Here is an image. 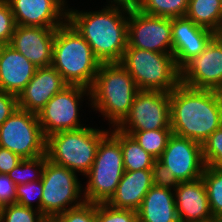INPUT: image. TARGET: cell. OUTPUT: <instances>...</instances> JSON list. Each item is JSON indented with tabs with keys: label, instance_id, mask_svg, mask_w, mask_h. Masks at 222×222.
<instances>
[{
	"label": "cell",
	"instance_id": "obj_18",
	"mask_svg": "<svg viewBox=\"0 0 222 222\" xmlns=\"http://www.w3.org/2000/svg\"><path fill=\"white\" fill-rule=\"evenodd\" d=\"M67 85L54 67L37 68L32 79L18 95V108L37 114Z\"/></svg>",
	"mask_w": 222,
	"mask_h": 222
},
{
	"label": "cell",
	"instance_id": "obj_33",
	"mask_svg": "<svg viewBox=\"0 0 222 222\" xmlns=\"http://www.w3.org/2000/svg\"><path fill=\"white\" fill-rule=\"evenodd\" d=\"M137 211L117 209L107 203L96 204L95 222H137Z\"/></svg>",
	"mask_w": 222,
	"mask_h": 222
},
{
	"label": "cell",
	"instance_id": "obj_15",
	"mask_svg": "<svg viewBox=\"0 0 222 222\" xmlns=\"http://www.w3.org/2000/svg\"><path fill=\"white\" fill-rule=\"evenodd\" d=\"M66 0H7L16 25L58 28L67 21Z\"/></svg>",
	"mask_w": 222,
	"mask_h": 222
},
{
	"label": "cell",
	"instance_id": "obj_17",
	"mask_svg": "<svg viewBox=\"0 0 222 222\" xmlns=\"http://www.w3.org/2000/svg\"><path fill=\"white\" fill-rule=\"evenodd\" d=\"M215 35L186 16L172 18V54L177 67L180 69L188 60L204 51Z\"/></svg>",
	"mask_w": 222,
	"mask_h": 222
},
{
	"label": "cell",
	"instance_id": "obj_35",
	"mask_svg": "<svg viewBox=\"0 0 222 222\" xmlns=\"http://www.w3.org/2000/svg\"><path fill=\"white\" fill-rule=\"evenodd\" d=\"M152 183L154 186L175 190L179 182L172 172L158 160H155L152 167Z\"/></svg>",
	"mask_w": 222,
	"mask_h": 222
},
{
	"label": "cell",
	"instance_id": "obj_23",
	"mask_svg": "<svg viewBox=\"0 0 222 222\" xmlns=\"http://www.w3.org/2000/svg\"><path fill=\"white\" fill-rule=\"evenodd\" d=\"M186 17L198 26L222 34L220 0H189Z\"/></svg>",
	"mask_w": 222,
	"mask_h": 222
},
{
	"label": "cell",
	"instance_id": "obj_9",
	"mask_svg": "<svg viewBox=\"0 0 222 222\" xmlns=\"http://www.w3.org/2000/svg\"><path fill=\"white\" fill-rule=\"evenodd\" d=\"M87 99L89 103H86L90 107V89L80 85H67L55 94L37 113L44 136L87 126L86 123H81L79 115L81 104Z\"/></svg>",
	"mask_w": 222,
	"mask_h": 222
},
{
	"label": "cell",
	"instance_id": "obj_21",
	"mask_svg": "<svg viewBox=\"0 0 222 222\" xmlns=\"http://www.w3.org/2000/svg\"><path fill=\"white\" fill-rule=\"evenodd\" d=\"M152 183V170L125 171L116 192L107 203L117 209L137 211Z\"/></svg>",
	"mask_w": 222,
	"mask_h": 222
},
{
	"label": "cell",
	"instance_id": "obj_2",
	"mask_svg": "<svg viewBox=\"0 0 222 222\" xmlns=\"http://www.w3.org/2000/svg\"><path fill=\"white\" fill-rule=\"evenodd\" d=\"M170 125L174 134L202 144L222 126V92L179 84L170 92Z\"/></svg>",
	"mask_w": 222,
	"mask_h": 222
},
{
	"label": "cell",
	"instance_id": "obj_29",
	"mask_svg": "<svg viewBox=\"0 0 222 222\" xmlns=\"http://www.w3.org/2000/svg\"><path fill=\"white\" fill-rule=\"evenodd\" d=\"M0 222H47V219L36 209L13 203L1 207Z\"/></svg>",
	"mask_w": 222,
	"mask_h": 222
},
{
	"label": "cell",
	"instance_id": "obj_24",
	"mask_svg": "<svg viewBox=\"0 0 222 222\" xmlns=\"http://www.w3.org/2000/svg\"><path fill=\"white\" fill-rule=\"evenodd\" d=\"M110 133L121 143L125 171L152 169L156 159L146 152L131 135L117 128H110Z\"/></svg>",
	"mask_w": 222,
	"mask_h": 222
},
{
	"label": "cell",
	"instance_id": "obj_10",
	"mask_svg": "<svg viewBox=\"0 0 222 222\" xmlns=\"http://www.w3.org/2000/svg\"><path fill=\"white\" fill-rule=\"evenodd\" d=\"M0 147L22 159L46 154V137L36 113L17 108L0 126Z\"/></svg>",
	"mask_w": 222,
	"mask_h": 222
},
{
	"label": "cell",
	"instance_id": "obj_6",
	"mask_svg": "<svg viewBox=\"0 0 222 222\" xmlns=\"http://www.w3.org/2000/svg\"><path fill=\"white\" fill-rule=\"evenodd\" d=\"M120 63L139 90L171 92L180 84V69L173 54L126 48Z\"/></svg>",
	"mask_w": 222,
	"mask_h": 222
},
{
	"label": "cell",
	"instance_id": "obj_5",
	"mask_svg": "<svg viewBox=\"0 0 222 222\" xmlns=\"http://www.w3.org/2000/svg\"><path fill=\"white\" fill-rule=\"evenodd\" d=\"M109 132L104 127L85 126L51 134L46 137L47 159L85 176L93 165L100 141Z\"/></svg>",
	"mask_w": 222,
	"mask_h": 222
},
{
	"label": "cell",
	"instance_id": "obj_31",
	"mask_svg": "<svg viewBox=\"0 0 222 222\" xmlns=\"http://www.w3.org/2000/svg\"><path fill=\"white\" fill-rule=\"evenodd\" d=\"M42 182L36 180L16 186V203L41 212ZM34 202L36 206H34Z\"/></svg>",
	"mask_w": 222,
	"mask_h": 222
},
{
	"label": "cell",
	"instance_id": "obj_1",
	"mask_svg": "<svg viewBox=\"0 0 222 222\" xmlns=\"http://www.w3.org/2000/svg\"><path fill=\"white\" fill-rule=\"evenodd\" d=\"M106 2L95 11L68 6L67 21L88 42L100 63L120 62L128 47L130 8Z\"/></svg>",
	"mask_w": 222,
	"mask_h": 222
},
{
	"label": "cell",
	"instance_id": "obj_37",
	"mask_svg": "<svg viewBox=\"0 0 222 222\" xmlns=\"http://www.w3.org/2000/svg\"><path fill=\"white\" fill-rule=\"evenodd\" d=\"M18 108V97L0 90V126Z\"/></svg>",
	"mask_w": 222,
	"mask_h": 222
},
{
	"label": "cell",
	"instance_id": "obj_32",
	"mask_svg": "<svg viewBox=\"0 0 222 222\" xmlns=\"http://www.w3.org/2000/svg\"><path fill=\"white\" fill-rule=\"evenodd\" d=\"M96 204L84 201L81 205L47 219V222H95Z\"/></svg>",
	"mask_w": 222,
	"mask_h": 222
},
{
	"label": "cell",
	"instance_id": "obj_34",
	"mask_svg": "<svg viewBox=\"0 0 222 222\" xmlns=\"http://www.w3.org/2000/svg\"><path fill=\"white\" fill-rule=\"evenodd\" d=\"M16 26L11 7L6 3L0 9V45H9Z\"/></svg>",
	"mask_w": 222,
	"mask_h": 222
},
{
	"label": "cell",
	"instance_id": "obj_12",
	"mask_svg": "<svg viewBox=\"0 0 222 222\" xmlns=\"http://www.w3.org/2000/svg\"><path fill=\"white\" fill-rule=\"evenodd\" d=\"M127 48L172 54V18L153 16L130 8Z\"/></svg>",
	"mask_w": 222,
	"mask_h": 222
},
{
	"label": "cell",
	"instance_id": "obj_26",
	"mask_svg": "<svg viewBox=\"0 0 222 222\" xmlns=\"http://www.w3.org/2000/svg\"><path fill=\"white\" fill-rule=\"evenodd\" d=\"M189 0H143L137 7L140 12L166 18L186 16Z\"/></svg>",
	"mask_w": 222,
	"mask_h": 222
},
{
	"label": "cell",
	"instance_id": "obj_16",
	"mask_svg": "<svg viewBox=\"0 0 222 222\" xmlns=\"http://www.w3.org/2000/svg\"><path fill=\"white\" fill-rule=\"evenodd\" d=\"M56 29L17 25L9 45L36 68L51 66Z\"/></svg>",
	"mask_w": 222,
	"mask_h": 222
},
{
	"label": "cell",
	"instance_id": "obj_11",
	"mask_svg": "<svg viewBox=\"0 0 222 222\" xmlns=\"http://www.w3.org/2000/svg\"><path fill=\"white\" fill-rule=\"evenodd\" d=\"M120 131L171 129L170 92L140 90L130 112L117 127Z\"/></svg>",
	"mask_w": 222,
	"mask_h": 222
},
{
	"label": "cell",
	"instance_id": "obj_13",
	"mask_svg": "<svg viewBox=\"0 0 222 222\" xmlns=\"http://www.w3.org/2000/svg\"><path fill=\"white\" fill-rule=\"evenodd\" d=\"M180 84L222 92V34H216L204 51L180 68Z\"/></svg>",
	"mask_w": 222,
	"mask_h": 222
},
{
	"label": "cell",
	"instance_id": "obj_39",
	"mask_svg": "<svg viewBox=\"0 0 222 222\" xmlns=\"http://www.w3.org/2000/svg\"><path fill=\"white\" fill-rule=\"evenodd\" d=\"M108 2L125 6L128 8H137L143 0H106Z\"/></svg>",
	"mask_w": 222,
	"mask_h": 222
},
{
	"label": "cell",
	"instance_id": "obj_30",
	"mask_svg": "<svg viewBox=\"0 0 222 222\" xmlns=\"http://www.w3.org/2000/svg\"><path fill=\"white\" fill-rule=\"evenodd\" d=\"M202 151L206 166L222 169V126L202 143Z\"/></svg>",
	"mask_w": 222,
	"mask_h": 222
},
{
	"label": "cell",
	"instance_id": "obj_27",
	"mask_svg": "<svg viewBox=\"0 0 222 222\" xmlns=\"http://www.w3.org/2000/svg\"><path fill=\"white\" fill-rule=\"evenodd\" d=\"M202 178L213 218L219 220L222 217V169L206 166Z\"/></svg>",
	"mask_w": 222,
	"mask_h": 222
},
{
	"label": "cell",
	"instance_id": "obj_3",
	"mask_svg": "<svg viewBox=\"0 0 222 222\" xmlns=\"http://www.w3.org/2000/svg\"><path fill=\"white\" fill-rule=\"evenodd\" d=\"M138 89L130 73L120 62L101 63L90 88L91 109L117 128L128 116ZM111 125V126H110Z\"/></svg>",
	"mask_w": 222,
	"mask_h": 222
},
{
	"label": "cell",
	"instance_id": "obj_38",
	"mask_svg": "<svg viewBox=\"0 0 222 222\" xmlns=\"http://www.w3.org/2000/svg\"><path fill=\"white\" fill-rule=\"evenodd\" d=\"M23 159L8 149L0 147V173L7 174Z\"/></svg>",
	"mask_w": 222,
	"mask_h": 222
},
{
	"label": "cell",
	"instance_id": "obj_14",
	"mask_svg": "<svg viewBox=\"0 0 222 222\" xmlns=\"http://www.w3.org/2000/svg\"><path fill=\"white\" fill-rule=\"evenodd\" d=\"M157 160L172 172L178 182L202 177L206 167L202 144L174 133Z\"/></svg>",
	"mask_w": 222,
	"mask_h": 222
},
{
	"label": "cell",
	"instance_id": "obj_20",
	"mask_svg": "<svg viewBox=\"0 0 222 222\" xmlns=\"http://www.w3.org/2000/svg\"><path fill=\"white\" fill-rule=\"evenodd\" d=\"M36 69L10 45H0V90L18 97L34 76Z\"/></svg>",
	"mask_w": 222,
	"mask_h": 222
},
{
	"label": "cell",
	"instance_id": "obj_36",
	"mask_svg": "<svg viewBox=\"0 0 222 222\" xmlns=\"http://www.w3.org/2000/svg\"><path fill=\"white\" fill-rule=\"evenodd\" d=\"M16 184L4 173H0V206L16 203Z\"/></svg>",
	"mask_w": 222,
	"mask_h": 222
},
{
	"label": "cell",
	"instance_id": "obj_4",
	"mask_svg": "<svg viewBox=\"0 0 222 222\" xmlns=\"http://www.w3.org/2000/svg\"><path fill=\"white\" fill-rule=\"evenodd\" d=\"M100 65L88 42L68 21L56 29L51 66L68 85L90 89Z\"/></svg>",
	"mask_w": 222,
	"mask_h": 222
},
{
	"label": "cell",
	"instance_id": "obj_40",
	"mask_svg": "<svg viewBox=\"0 0 222 222\" xmlns=\"http://www.w3.org/2000/svg\"><path fill=\"white\" fill-rule=\"evenodd\" d=\"M7 3V0H0V9Z\"/></svg>",
	"mask_w": 222,
	"mask_h": 222
},
{
	"label": "cell",
	"instance_id": "obj_19",
	"mask_svg": "<svg viewBox=\"0 0 222 222\" xmlns=\"http://www.w3.org/2000/svg\"><path fill=\"white\" fill-rule=\"evenodd\" d=\"M180 222H211L215 220L208 201L203 178L179 182L174 190Z\"/></svg>",
	"mask_w": 222,
	"mask_h": 222
},
{
	"label": "cell",
	"instance_id": "obj_28",
	"mask_svg": "<svg viewBox=\"0 0 222 222\" xmlns=\"http://www.w3.org/2000/svg\"><path fill=\"white\" fill-rule=\"evenodd\" d=\"M46 161V154L32 159H23L7 175L16 185L41 180Z\"/></svg>",
	"mask_w": 222,
	"mask_h": 222
},
{
	"label": "cell",
	"instance_id": "obj_7",
	"mask_svg": "<svg viewBox=\"0 0 222 222\" xmlns=\"http://www.w3.org/2000/svg\"><path fill=\"white\" fill-rule=\"evenodd\" d=\"M125 172L121 143L109 132L97 149L86 177L83 198L93 204L108 203Z\"/></svg>",
	"mask_w": 222,
	"mask_h": 222
},
{
	"label": "cell",
	"instance_id": "obj_22",
	"mask_svg": "<svg viewBox=\"0 0 222 222\" xmlns=\"http://www.w3.org/2000/svg\"><path fill=\"white\" fill-rule=\"evenodd\" d=\"M141 222H180L174 190L152 186L137 210Z\"/></svg>",
	"mask_w": 222,
	"mask_h": 222
},
{
	"label": "cell",
	"instance_id": "obj_25",
	"mask_svg": "<svg viewBox=\"0 0 222 222\" xmlns=\"http://www.w3.org/2000/svg\"><path fill=\"white\" fill-rule=\"evenodd\" d=\"M122 132L131 135L138 144L156 160L163 153L168 144L169 138L173 133L171 129Z\"/></svg>",
	"mask_w": 222,
	"mask_h": 222
},
{
	"label": "cell",
	"instance_id": "obj_8",
	"mask_svg": "<svg viewBox=\"0 0 222 222\" xmlns=\"http://www.w3.org/2000/svg\"><path fill=\"white\" fill-rule=\"evenodd\" d=\"M41 213L46 219L57 216L70 208L81 205L83 184L78 174L48 160L45 162L42 177Z\"/></svg>",
	"mask_w": 222,
	"mask_h": 222
}]
</instances>
